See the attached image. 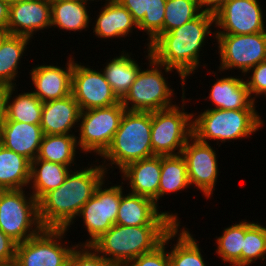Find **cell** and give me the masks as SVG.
Listing matches in <instances>:
<instances>
[{"label": "cell", "mask_w": 266, "mask_h": 266, "mask_svg": "<svg viewBox=\"0 0 266 266\" xmlns=\"http://www.w3.org/2000/svg\"><path fill=\"white\" fill-rule=\"evenodd\" d=\"M106 175L101 164L71 170L58 188L38 201L39 220L43 228L69 230Z\"/></svg>", "instance_id": "6da1fadb"}, {"label": "cell", "mask_w": 266, "mask_h": 266, "mask_svg": "<svg viewBox=\"0 0 266 266\" xmlns=\"http://www.w3.org/2000/svg\"><path fill=\"white\" fill-rule=\"evenodd\" d=\"M214 15L202 12L198 17L170 32L161 34L150 46L151 56L159 63L176 70L182 91L186 79L201 65L200 51L206 38L215 34ZM212 26V27H211ZM199 66V67H198Z\"/></svg>", "instance_id": "7a4b0ae2"}, {"label": "cell", "mask_w": 266, "mask_h": 266, "mask_svg": "<svg viewBox=\"0 0 266 266\" xmlns=\"http://www.w3.org/2000/svg\"><path fill=\"white\" fill-rule=\"evenodd\" d=\"M174 226L114 224L91 246L107 261L124 266L136 257L153 251Z\"/></svg>", "instance_id": "3957f363"}, {"label": "cell", "mask_w": 266, "mask_h": 266, "mask_svg": "<svg viewBox=\"0 0 266 266\" xmlns=\"http://www.w3.org/2000/svg\"><path fill=\"white\" fill-rule=\"evenodd\" d=\"M153 156L151 112L126 110L109 147L100 156L101 165L108 174V168H114V165L121 171L132 162Z\"/></svg>", "instance_id": "277c9868"}, {"label": "cell", "mask_w": 266, "mask_h": 266, "mask_svg": "<svg viewBox=\"0 0 266 266\" xmlns=\"http://www.w3.org/2000/svg\"><path fill=\"white\" fill-rule=\"evenodd\" d=\"M263 120L256 109L224 110L208 107L197 116L193 113V136L207 144H210L209 140L217 141V145L220 142L247 139L263 127Z\"/></svg>", "instance_id": "5b68a950"}, {"label": "cell", "mask_w": 266, "mask_h": 266, "mask_svg": "<svg viewBox=\"0 0 266 266\" xmlns=\"http://www.w3.org/2000/svg\"><path fill=\"white\" fill-rule=\"evenodd\" d=\"M148 67L140 69L135 82L131 85L128 94L121 101L127 111H158L168 109L173 104L174 89L166 79L165 73L174 72L173 69L157 62L147 48ZM164 70V71H163ZM163 72V73H162Z\"/></svg>", "instance_id": "8992f818"}, {"label": "cell", "mask_w": 266, "mask_h": 266, "mask_svg": "<svg viewBox=\"0 0 266 266\" xmlns=\"http://www.w3.org/2000/svg\"><path fill=\"white\" fill-rule=\"evenodd\" d=\"M24 189L0 191V230L17 244L38 234V201ZM29 196V197H28Z\"/></svg>", "instance_id": "52a82bcc"}, {"label": "cell", "mask_w": 266, "mask_h": 266, "mask_svg": "<svg viewBox=\"0 0 266 266\" xmlns=\"http://www.w3.org/2000/svg\"><path fill=\"white\" fill-rule=\"evenodd\" d=\"M181 98V108L175 105L151 112V145L156 156L181 154L185 144L193 136V112L185 111V91H182Z\"/></svg>", "instance_id": "ba28073f"}, {"label": "cell", "mask_w": 266, "mask_h": 266, "mask_svg": "<svg viewBox=\"0 0 266 266\" xmlns=\"http://www.w3.org/2000/svg\"><path fill=\"white\" fill-rule=\"evenodd\" d=\"M125 111L121 101L111 106L81 111L77 130L79 149L85 154L89 152L101 156L115 136Z\"/></svg>", "instance_id": "9c48e42d"}, {"label": "cell", "mask_w": 266, "mask_h": 266, "mask_svg": "<svg viewBox=\"0 0 266 266\" xmlns=\"http://www.w3.org/2000/svg\"><path fill=\"white\" fill-rule=\"evenodd\" d=\"M219 53V72L239 69L244 76L266 61V31L254 34H214Z\"/></svg>", "instance_id": "30bf717a"}, {"label": "cell", "mask_w": 266, "mask_h": 266, "mask_svg": "<svg viewBox=\"0 0 266 266\" xmlns=\"http://www.w3.org/2000/svg\"><path fill=\"white\" fill-rule=\"evenodd\" d=\"M67 231L43 228L35 236L16 245L15 259L20 266H65L77 246L63 243Z\"/></svg>", "instance_id": "8fae6325"}, {"label": "cell", "mask_w": 266, "mask_h": 266, "mask_svg": "<svg viewBox=\"0 0 266 266\" xmlns=\"http://www.w3.org/2000/svg\"><path fill=\"white\" fill-rule=\"evenodd\" d=\"M105 183L104 179L78 215L83 219L84 227L89 235V239L78 243V246H91L116 224L121 200V184L106 187Z\"/></svg>", "instance_id": "7c38bea8"}, {"label": "cell", "mask_w": 266, "mask_h": 266, "mask_svg": "<svg viewBox=\"0 0 266 266\" xmlns=\"http://www.w3.org/2000/svg\"><path fill=\"white\" fill-rule=\"evenodd\" d=\"M260 3L259 0H227L214 15V27L218 28L215 34L245 35L266 31L265 13Z\"/></svg>", "instance_id": "4fadbf2b"}, {"label": "cell", "mask_w": 266, "mask_h": 266, "mask_svg": "<svg viewBox=\"0 0 266 266\" xmlns=\"http://www.w3.org/2000/svg\"><path fill=\"white\" fill-rule=\"evenodd\" d=\"M74 61L71 94L81 111L119 103L102 71Z\"/></svg>", "instance_id": "5bb4252c"}, {"label": "cell", "mask_w": 266, "mask_h": 266, "mask_svg": "<svg viewBox=\"0 0 266 266\" xmlns=\"http://www.w3.org/2000/svg\"><path fill=\"white\" fill-rule=\"evenodd\" d=\"M210 145L192 136L181 152L187 164L190 186L199 189L208 199L214 194L213 190L215 191L219 175L218 157Z\"/></svg>", "instance_id": "9a60e30c"}, {"label": "cell", "mask_w": 266, "mask_h": 266, "mask_svg": "<svg viewBox=\"0 0 266 266\" xmlns=\"http://www.w3.org/2000/svg\"><path fill=\"white\" fill-rule=\"evenodd\" d=\"M123 184L121 182V200L116 224L123 226H144L176 225L180 223L177 213L174 214L168 211L159 212L160 208L152 199L131 192L125 194Z\"/></svg>", "instance_id": "2e32d148"}, {"label": "cell", "mask_w": 266, "mask_h": 266, "mask_svg": "<svg viewBox=\"0 0 266 266\" xmlns=\"http://www.w3.org/2000/svg\"><path fill=\"white\" fill-rule=\"evenodd\" d=\"M51 0H25L9 6L8 34L33 39L51 28Z\"/></svg>", "instance_id": "e0dca14e"}, {"label": "cell", "mask_w": 266, "mask_h": 266, "mask_svg": "<svg viewBox=\"0 0 266 266\" xmlns=\"http://www.w3.org/2000/svg\"><path fill=\"white\" fill-rule=\"evenodd\" d=\"M74 57H69L66 67L57 65H40L29 72L34 91L42 102L62 99L71 94Z\"/></svg>", "instance_id": "ac0fdd59"}, {"label": "cell", "mask_w": 266, "mask_h": 266, "mask_svg": "<svg viewBox=\"0 0 266 266\" xmlns=\"http://www.w3.org/2000/svg\"><path fill=\"white\" fill-rule=\"evenodd\" d=\"M80 108L72 94L62 99L43 102L41 123L44 135L74 134L78 128ZM71 132V133H70Z\"/></svg>", "instance_id": "d6986e66"}, {"label": "cell", "mask_w": 266, "mask_h": 266, "mask_svg": "<svg viewBox=\"0 0 266 266\" xmlns=\"http://www.w3.org/2000/svg\"><path fill=\"white\" fill-rule=\"evenodd\" d=\"M122 181L129 185L128 190L152 199L158 206V189L161 175V156H153L147 159L132 162L121 171ZM129 181V182H128ZM129 183V184H128Z\"/></svg>", "instance_id": "ffe728a7"}, {"label": "cell", "mask_w": 266, "mask_h": 266, "mask_svg": "<svg viewBox=\"0 0 266 266\" xmlns=\"http://www.w3.org/2000/svg\"><path fill=\"white\" fill-rule=\"evenodd\" d=\"M0 133L5 148L30 161L36 159L44 136L40 124L4 120L0 124Z\"/></svg>", "instance_id": "44dd1931"}, {"label": "cell", "mask_w": 266, "mask_h": 266, "mask_svg": "<svg viewBox=\"0 0 266 266\" xmlns=\"http://www.w3.org/2000/svg\"><path fill=\"white\" fill-rule=\"evenodd\" d=\"M237 77L226 76L221 79L217 77L207 97L212 101L211 105L215 106L212 108L210 106V109H256L257 102L251 98L245 80Z\"/></svg>", "instance_id": "7402d4cb"}, {"label": "cell", "mask_w": 266, "mask_h": 266, "mask_svg": "<svg viewBox=\"0 0 266 266\" xmlns=\"http://www.w3.org/2000/svg\"><path fill=\"white\" fill-rule=\"evenodd\" d=\"M105 2L96 17L95 27L93 26L96 37L121 39L129 37L133 30L138 29L131 13L118 0H105Z\"/></svg>", "instance_id": "603a6c76"}, {"label": "cell", "mask_w": 266, "mask_h": 266, "mask_svg": "<svg viewBox=\"0 0 266 266\" xmlns=\"http://www.w3.org/2000/svg\"><path fill=\"white\" fill-rule=\"evenodd\" d=\"M118 1L131 13L138 30H143L148 35L146 48L163 34L166 0Z\"/></svg>", "instance_id": "cb8c5ba5"}, {"label": "cell", "mask_w": 266, "mask_h": 266, "mask_svg": "<svg viewBox=\"0 0 266 266\" xmlns=\"http://www.w3.org/2000/svg\"><path fill=\"white\" fill-rule=\"evenodd\" d=\"M125 51L122 50L120 56L109 59L110 62L105 63L106 66H103L101 70L119 101H122L128 94L141 69L138 62L130 57L131 54Z\"/></svg>", "instance_id": "d4e9b609"}, {"label": "cell", "mask_w": 266, "mask_h": 266, "mask_svg": "<svg viewBox=\"0 0 266 266\" xmlns=\"http://www.w3.org/2000/svg\"><path fill=\"white\" fill-rule=\"evenodd\" d=\"M63 164L53 163L42 159L31 161L30 181L28 189L39 201L46 193L58 188L72 170Z\"/></svg>", "instance_id": "484cf974"}, {"label": "cell", "mask_w": 266, "mask_h": 266, "mask_svg": "<svg viewBox=\"0 0 266 266\" xmlns=\"http://www.w3.org/2000/svg\"><path fill=\"white\" fill-rule=\"evenodd\" d=\"M31 161L2 146L0 148V190L28 188Z\"/></svg>", "instance_id": "4316f807"}, {"label": "cell", "mask_w": 266, "mask_h": 266, "mask_svg": "<svg viewBox=\"0 0 266 266\" xmlns=\"http://www.w3.org/2000/svg\"><path fill=\"white\" fill-rule=\"evenodd\" d=\"M89 5L67 0H51V26L59 30L79 31L89 28Z\"/></svg>", "instance_id": "83f0119b"}, {"label": "cell", "mask_w": 266, "mask_h": 266, "mask_svg": "<svg viewBox=\"0 0 266 266\" xmlns=\"http://www.w3.org/2000/svg\"><path fill=\"white\" fill-rule=\"evenodd\" d=\"M31 39L23 36L7 34L0 43V82L10 86H17L16 77L21 58L26 53ZM18 75V76H17Z\"/></svg>", "instance_id": "f1b7e54d"}, {"label": "cell", "mask_w": 266, "mask_h": 266, "mask_svg": "<svg viewBox=\"0 0 266 266\" xmlns=\"http://www.w3.org/2000/svg\"><path fill=\"white\" fill-rule=\"evenodd\" d=\"M77 148L79 149L75 134L44 135L36 159L72 167L76 165L74 161L79 152Z\"/></svg>", "instance_id": "f546056e"}, {"label": "cell", "mask_w": 266, "mask_h": 266, "mask_svg": "<svg viewBox=\"0 0 266 266\" xmlns=\"http://www.w3.org/2000/svg\"><path fill=\"white\" fill-rule=\"evenodd\" d=\"M190 188L187 174V164L179 155L161 156V175L158 189V200L168 193H177Z\"/></svg>", "instance_id": "4dcf8cb0"}, {"label": "cell", "mask_w": 266, "mask_h": 266, "mask_svg": "<svg viewBox=\"0 0 266 266\" xmlns=\"http://www.w3.org/2000/svg\"><path fill=\"white\" fill-rule=\"evenodd\" d=\"M16 87L12 86L9 91L5 120L40 124L43 102L32 91L23 92L12 97L13 93L16 94V92H13L15 89L17 90Z\"/></svg>", "instance_id": "1f68e13d"}, {"label": "cell", "mask_w": 266, "mask_h": 266, "mask_svg": "<svg viewBox=\"0 0 266 266\" xmlns=\"http://www.w3.org/2000/svg\"><path fill=\"white\" fill-rule=\"evenodd\" d=\"M176 224V243L168 252L171 266H206L197 239L185 227ZM178 236V237H177Z\"/></svg>", "instance_id": "d6a6232c"}, {"label": "cell", "mask_w": 266, "mask_h": 266, "mask_svg": "<svg viewBox=\"0 0 266 266\" xmlns=\"http://www.w3.org/2000/svg\"><path fill=\"white\" fill-rule=\"evenodd\" d=\"M245 239V220L224 228L223 234L216 237V254L230 266H242V248Z\"/></svg>", "instance_id": "836d02e7"}, {"label": "cell", "mask_w": 266, "mask_h": 266, "mask_svg": "<svg viewBox=\"0 0 266 266\" xmlns=\"http://www.w3.org/2000/svg\"><path fill=\"white\" fill-rule=\"evenodd\" d=\"M266 259V226L245 220V239L242 248V266H249L256 260Z\"/></svg>", "instance_id": "e575fe53"}, {"label": "cell", "mask_w": 266, "mask_h": 266, "mask_svg": "<svg viewBox=\"0 0 266 266\" xmlns=\"http://www.w3.org/2000/svg\"><path fill=\"white\" fill-rule=\"evenodd\" d=\"M201 13L197 0H166L163 33L190 22Z\"/></svg>", "instance_id": "d590c367"}, {"label": "cell", "mask_w": 266, "mask_h": 266, "mask_svg": "<svg viewBox=\"0 0 266 266\" xmlns=\"http://www.w3.org/2000/svg\"><path fill=\"white\" fill-rule=\"evenodd\" d=\"M176 225L165 235L163 242L153 251L144 253L124 266H171L166 246L170 240H176Z\"/></svg>", "instance_id": "8d00e7d4"}, {"label": "cell", "mask_w": 266, "mask_h": 266, "mask_svg": "<svg viewBox=\"0 0 266 266\" xmlns=\"http://www.w3.org/2000/svg\"><path fill=\"white\" fill-rule=\"evenodd\" d=\"M70 266H116L107 261L92 246H76L69 257Z\"/></svg>", "instance_id": "74e56055"}, {"label": "cell", "mask_w": 266, "mask_h": 266, "mask_svg": "<svg viewBox=\"0 0 266 266\" xmlns=\"http://www.w3.org/2000/svg\"><path fill=\"white\" fill-rule=\"evenodd\" d=\"M251 73L250 77L245 80L251 98L257 101V97L266 96V61L260 62L258 65L250 69L244 76ZM266 98V97H265ZM256 99V100H255Z\"/></svg>", "instance_id": "f35d334b"}, {"label": "cell", "mask_w": 266, "mask_h": 266, "mask_svg": "<svg viewBox=\"0 0 266 266\" xmlns=\"http://www.w3.org/2000/svg\"><path fill=\"white\" fill-rule=\"evenodd\" d=\"M17 243L0 230V262L15 259Z\"/></svg>", "instance_id": "ab89813d"}, {"label": "cell", "mask_w": 266, "mask_h": 266, "mask_svg": "<svg viewBox=\"0 0 266 266\" xmlns=\"http://www.w3.org/2000/svg\"><path fill=\"white\" fill-rule=\"evenodd\" d=\"M12 86L0 82V124L5 120L7 114V100Z\"/></svg>", "instance_id": "60d3db41"}, {"label": "cell", "mask_w": 266, "mask_h": 266, "mask_svg": "<svg viewBox=\"0 0 266 266\" xmlns=\"http://www.w3.org/2000/svg\"><path fill=\"white\" fill-rule=\"evenodd\" d=\"M202 12L215 13L222 7L227 0H197Z\"/></svg>", "instance_id": "b9f144b4"}, {"label": "cell", "mask_w": 266, "mask_h": 266, "mask_svg": "<svg viewBox=\"0 0 266 266\" xmlns=\"http://www.w3.org/2000/svg\"><path fill=\"white\" fill-rule=\"evenodd\" d=\"M9 21V5L0 0V30L7 31Z\"/></svg>", "instance_id": "7bdbcfd3"}, {"label": "cell", "mask_w": 266, "mask_h": 266, "mask_svg": "<svg viewBox=\"0 0 266 266\" xmlns=\"http://www.w3.org/2000/svg\"><path fill=\"white\" fill-rule=\"evenodd\" d=\"M0 266H20L16 259L0 262Z\"/></svg>", "instance_id": "ee69618b"}, {"label": "cell", "mask_w": 266, "mask_h": 266, "mask_svg": "<svg viewBox=\"0 0 266 266\" xmlns=\"http://www.w3.org/2000/svg\"><path fill=\"white\" fill-rule=\"evenodd\" d=\"M2 1H4L5 3H7L10 6L12 4H15V3H18L21 1H25V0H2Z\"/></svg>", "instance_id": "f6af8a7d"}, {"label": "cell", "mask_w": 266, "mask_h": 266, "mask_svg": "<svg viewBox=\"0 0 266 266\" xmlns=\"http://www.w3.org/2000/svg\"><path fill=\"white\" fill-rule=\"evenodd\" d=\"M8 34V31L0 30V43L2 42L3 38Z\"/></svg>", "instance_id": "bcb514c9"}, {"label": "cell", "mask_w": 266, "mask_h": 266, "mask_svg": "<svg viewBox=\"0 0 266 266\" xmlns=\"http://www.w3.org/2000/svg\"><path fill=\"white\" fill-rule=\"evenodd\" d=\"M67 1H77V2H82V3H85V4H89L88 3V1L90 2H92V1H94V0H67ZM97 1H99V0H97ZM96 0H95V2H97ZM100 1H102V0H100Z\"/></svg>", "instance_id": "7dc6e473"}, {"label": "cell", "mask_w": 266, "mask_h": 266, "mask_svg": "<svg viewBox=\"0 0 266 266\" xmlns=\"http://www.w3.org/2000/svg\"><path fill=\"white\" fill-rule=\"evenodd\" d=\"M2 136H1V133H0V148L2 147Z\"/></svg>", "instance_id": "c3c4849f"}]
</instances>
